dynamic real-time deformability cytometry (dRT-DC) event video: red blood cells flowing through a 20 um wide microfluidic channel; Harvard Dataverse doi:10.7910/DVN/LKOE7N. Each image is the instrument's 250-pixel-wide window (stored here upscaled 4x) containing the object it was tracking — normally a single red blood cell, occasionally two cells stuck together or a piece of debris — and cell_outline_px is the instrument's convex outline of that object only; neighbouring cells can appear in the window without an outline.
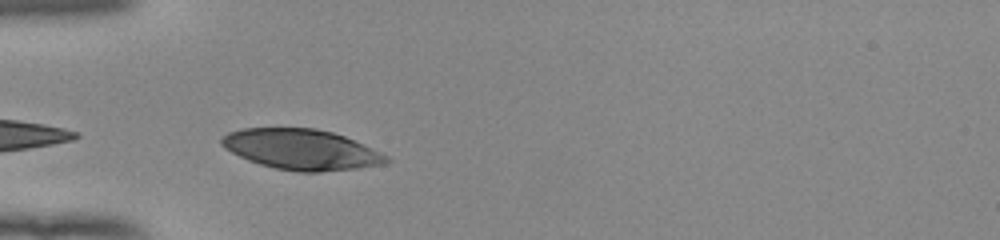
{"species": "human", "species_latin": "Homo sapiens", "temperature_condition": "room temperature", "stored_images_in_passage": 11, "camera_frame_rate_fps": 3000, "um_per_image_px": 0.085, "donor": {"sex": "female"}, "frame": {"image": 1, "passage_image": 1, "time_ms": 0.0, "image_size_px": [1000, 240], "cell_outline_px": [[392, 160], [384, 164], [356, 168], [320, 172], [300, 172], [276, 168], [260, 164], [248, 160], [224, 148], [220, 144], [220, 140], [228, 132], [244, 128], [316, 128], [332, 132], [344, 136], [380, 152], [388, 156]], "centroid_in_image_um": [25.61, 12.7], "position_along_channel_um": 59.4, "area_um2": 38.61}}
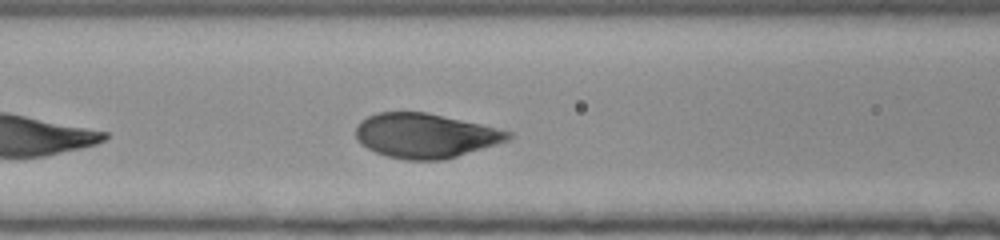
{"frame": {"image": 2, "passage_image": 7, "time_ms": 2.0, "image_size_px": [1000, 240], "cell_outline_px": [[512, 136], [508, 140], [496, 144], [444, 160], [404, 160], [388, 156], [376, 152], [360, 144], [356, 140], [356, 128], [360, 120], [376, 112], [424, 112], [480, 124], [512, 132]], "centroid_in_image_um": [36.11, 11.53], "position_along_channel_um": 130.5, "area_um2": 39.3}}
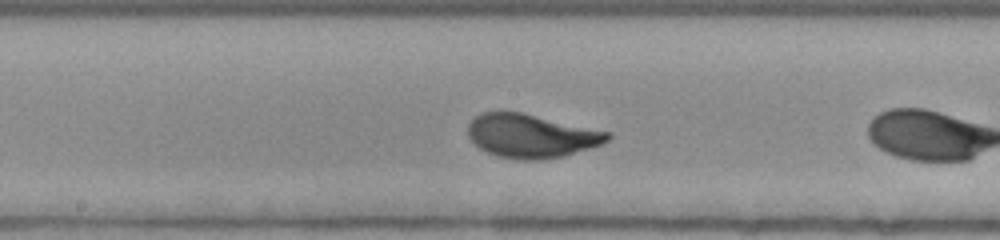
{"frame": {"image": 3, "passage_image": 10, "time_ms": 3.0, "image_size_px": [1000, 240], "cell_outline_px": [[612, 136], [608, 140], [600, 144], [564, 156], [544, 160], [520, 160], [496, 156], [480, 148], [468, 136], [468, 124], [476, 116], [484, 112], [520, 112], [612, 132]], "centroid_in_image_um": [45.17, 11.56], "position_along_channel_um": 203.0, "area_um2": 35.32}}